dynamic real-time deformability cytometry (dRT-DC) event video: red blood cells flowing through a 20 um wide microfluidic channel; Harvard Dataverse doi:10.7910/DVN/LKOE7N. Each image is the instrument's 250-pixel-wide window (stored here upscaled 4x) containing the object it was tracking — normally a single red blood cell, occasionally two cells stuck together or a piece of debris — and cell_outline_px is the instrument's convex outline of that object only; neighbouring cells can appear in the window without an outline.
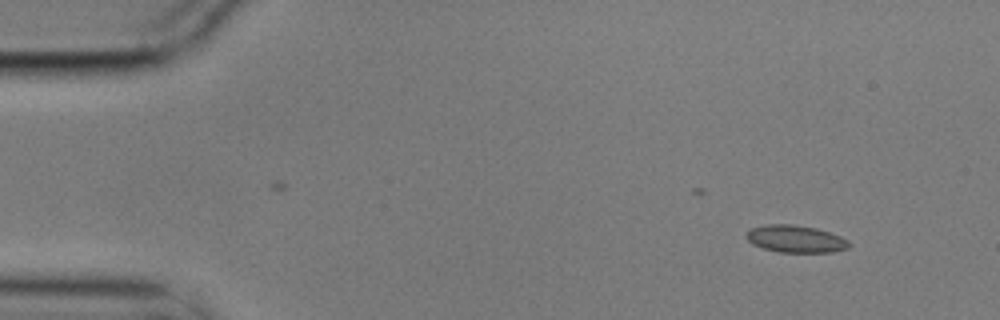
{"species": "common noctule bat (a hibernating species)", "species_latin": "Nyctalus noctula", "temperature_condition": "cold", "stored_images_in_passage": 4, "camera_frame_rate_fps": 3000, "um_per_image_px": 0.085, "animal": {"sex": "male", "body_mass_g": 17.9}, "frame": {"image": 1, "passage_image": 1, "time_ms": 0.0, "image_size_px": [1000, 320], "cell_outline_px": [[852, 244], [848, 248], [832, 252], [780, 252], [764, 248], [752, 244], [748, 240], [748, 228], [764, 224], [792, 224], [816, 228], [840, 236], [848, 240]], "centroid_in_image_um": [67.63, 20.3], "position_along_channel_um": 17.4, "area_um2": 16.3}}
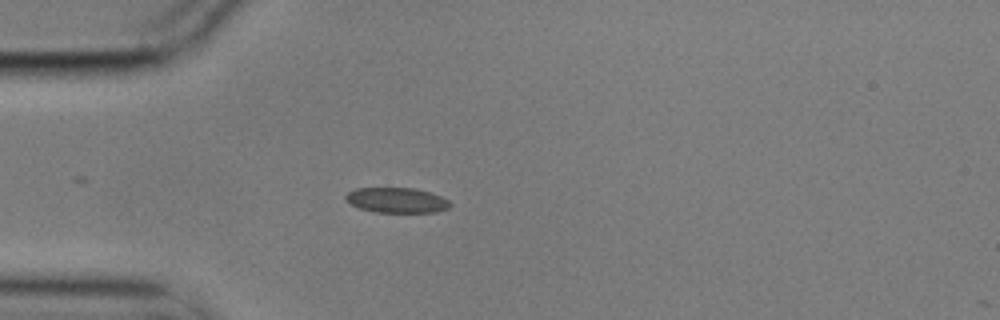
{"frame": {"image": 2, "passage_image": 4, "time_ms": 1.0, "image_size_px": [1000, 320], "cell_outline_px": [[452, 204], [448, 208], [436, 212], [376, 212], [360, 208], [344, 200], [344, 196], [348, 192], [356, 188], [412, 188], [428, 192], [440, 196], [448, 200]], "centroid_in_image_um": [33.7, 17.02], "position_along_channel_um": 51.3, "area_um2": 15.2}}